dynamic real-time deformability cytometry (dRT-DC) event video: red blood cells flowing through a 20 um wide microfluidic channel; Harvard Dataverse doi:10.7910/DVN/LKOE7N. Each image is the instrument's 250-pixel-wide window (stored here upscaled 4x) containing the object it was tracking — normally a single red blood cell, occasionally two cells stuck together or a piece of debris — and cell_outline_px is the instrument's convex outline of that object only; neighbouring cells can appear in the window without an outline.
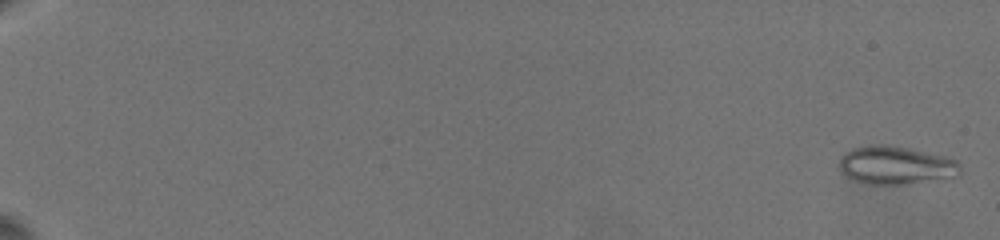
{"species": "common noctule bat (a hibernating species)", "species_latin": "Nyctalus noctula", "temperature_condition": "warm", "stored_images_in_passage": 49, "camera_frame_rate_fps": 3000, "um_per_image_px": 0.085, "animal": {"sex": "female", "body_mass_g": 19.5, "forearm_length_mm": 54.1}, "frame": {"image": 1, "passage_image": 1, "time_ms": 0.0, "image_size_px": [1000, 240], "cell_outline_px": [[960, 172], [956, 176], [908, 184], [872, 184], [852, 180], [844, 176], [840, 172], [840, 156], [844, 152], [852, 148], [876, 144], [880, 144], [908, 148], [948, 156], [956, 160], [960, 164]], "centroid_in_image_um": [76.12, 14.04], "position_along_channel_um": 8.9, "area_um2": 27.05}}
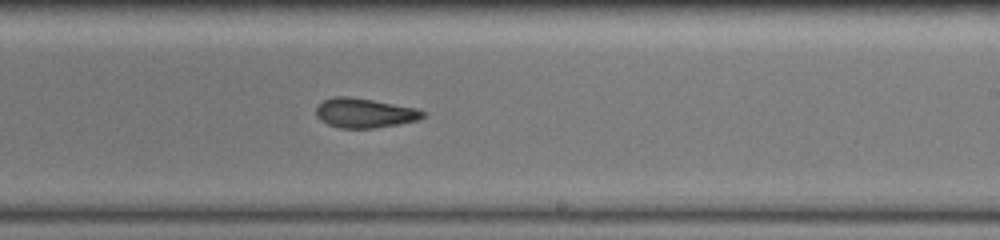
{"frame": {"image": 2, "passage_image": 34, "time_ms": 13.667, "image_size_px": [1000, 240], "cell_outline_px": [[424, 116], [420, 120], [372, 128], [340, 128], [328, 124], [320, 120], [316, 116], [316, 108], [324, 100], [336, 96], [348, 96], [372, 100], [416, 108], [424, 112]], "centroid_in_image_um": [30.97, 9.6], "position_along_channel_um": 258.0, "area_um2": 18.15}}
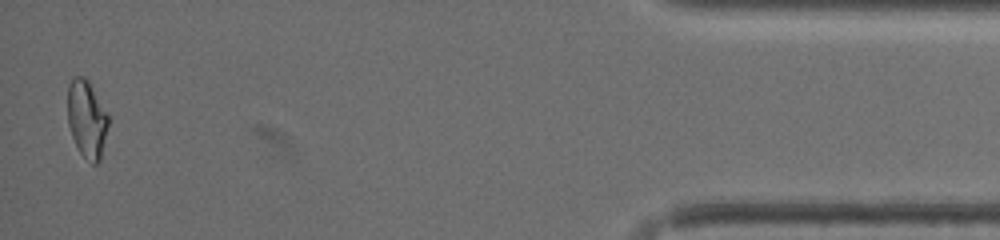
{"frame": {"image": 3, "passage_image": 49, "time_ms": 20.333, "image_size_px": [1000, 240], "cell_outline_px": [[112, 116], [100, 160], [96, 164], [92, 164], [80, 152], [72, 136], [68, 124], [68, 84], [76, 76], [84, 76], [88, 80]], "centroid_in_image_um": [7.44, 10.1], "position_along_channel_um": 427.8, "area_um2": 18.9}, "authors_computed_cell_mechanics": {"area_um2": 18.7272, "velocity_mm_per_s": 3.5577, "shape_relaxation_time_tau1_ms": null, "shape_relaxation_time_tau2_ms": 2.6036, "deformation_change_tau1": null, "deformation_change_tau2": 0.09}}